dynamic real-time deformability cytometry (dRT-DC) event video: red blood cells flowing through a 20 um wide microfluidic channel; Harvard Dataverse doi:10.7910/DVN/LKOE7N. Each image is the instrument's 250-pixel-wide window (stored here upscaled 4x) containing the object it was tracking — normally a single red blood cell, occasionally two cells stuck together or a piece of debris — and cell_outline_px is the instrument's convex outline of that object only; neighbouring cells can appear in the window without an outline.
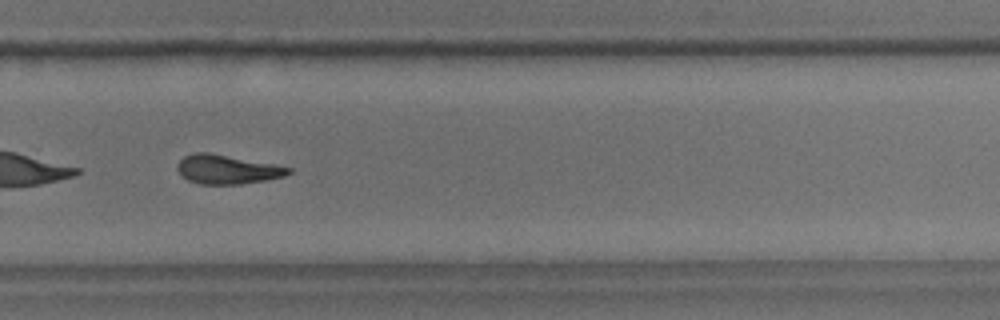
{"species": "common noctule bat (a hibernating species)", "species_latin": "Nyctalus noctula", "temperature_condition": "room temperature", "stored_images_in_passage": 54, "segment_of_instrument_passage": [2, 2], "camera_frame_rate_fps": 3000, "um_per_image_px": 0.085, "animal": {"sex": "male", "body_mass_g": 18.8}, "frame": {"image": 1, "passage_image": 37, "time_ms": 12.0, "image_size_px": [1000, 320], "cell_outline_px": [[292, 172], [284, 176], [264, 180], [240, 184], [200, 184], [188, 180], [176, 168], [176, 164], [184, 156], [196, 152], [208, 152], [272, 164], [292, 168]], "centroid_in_image_um": [19.28, 14.4], "position_along_channel_um": 310.5, "area_um2": 18.55}}